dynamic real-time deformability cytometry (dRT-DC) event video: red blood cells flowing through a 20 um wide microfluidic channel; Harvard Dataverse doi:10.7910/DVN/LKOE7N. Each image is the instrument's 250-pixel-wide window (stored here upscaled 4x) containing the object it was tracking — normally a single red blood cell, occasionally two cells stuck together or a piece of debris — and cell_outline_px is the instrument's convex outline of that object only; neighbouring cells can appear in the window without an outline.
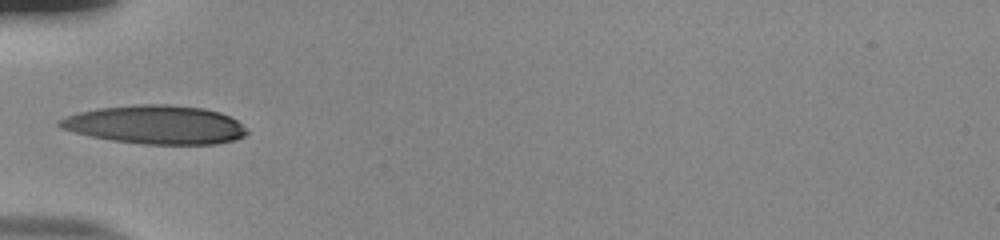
{"species": "human", "species_latin": "Homo sapiens", "temperature_condition": "room temperature", "stored_images_in_passage": 36, "camera_frame_rate_fps": 3000, "um_per_image_px": 0.085, "donor": {"sex": "male"}, "frame": {"image": 1, "passage_image": 1, "time_ms": 0.0, "image_size_px": [1000, 240], "cell_outline_px": [[248, 132], [244, 136], [236, 140], [216, 144], [144, 144], [112, 140], [92, 136], [60, 128], [56, 124], [56, 120], [80, 112], [96, 108], [136, 104], [168, 104], [204, 108], [220, 112], [236, 120], [248, 128]], "centroid_in_image_um": [13.25, 10.59], "position_along_channel_um": 71.8, "area_um2": 42.25}}
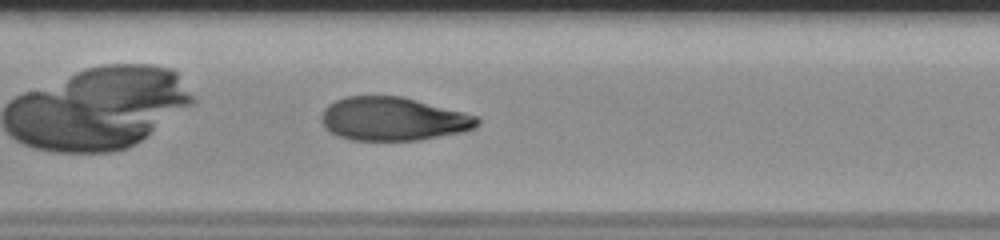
{"frame": {"image": 2, "passage_image": 9, "time_ms": 2.667, "image_size_px": [1000, 240], "cell_outline_px": [[480, 124], [476, 128], [464, 132], [420, 140], [352, 140], [340, 136], [324, 128], [320, 120], [320, 116], [324, 108], [328, 104], [344, 96], [400, 96], [476, 116], [480, 120]], "centroid_in_image_um": [33.39, 10.12], "position_along_channel_um": 174.0, "area_um2": 39.42}}
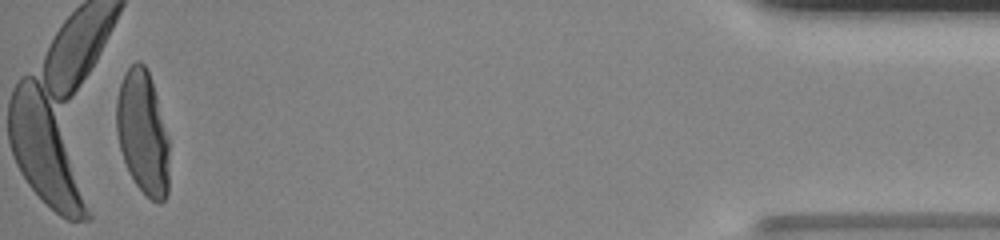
{"frame": {"image": 3, "passage_image": 34, "time_ms": 11.0, "image_size_px": [1000, 240], "cell_outline_px": [[168, 192], [164, 200], [160, 204], [152, 200], [136, 184], [128, 172], [120, 148], [116, 132], [116, 100], [120, 84], [124, 72], [136, 60], [140, 60], [144, 64], [148, 72], [156, 96], [168, 136]], "centroid_in_image_um": [12.12, 11.27], "position_along_channel_um": 423.1, "area_um2": 37.92}, "authors_computed_cell_mechanics": {"area_um2": 39.7664, "velocity_mm_per_s": 3.8404, "shape_relaxation_time_tau1_ms": 5.3233, "shape_relaxation_time_tau2_ms": 0.8211, "deformation_change_tau1": 0.2664, "deformation_change_tau2": 0.0586}}